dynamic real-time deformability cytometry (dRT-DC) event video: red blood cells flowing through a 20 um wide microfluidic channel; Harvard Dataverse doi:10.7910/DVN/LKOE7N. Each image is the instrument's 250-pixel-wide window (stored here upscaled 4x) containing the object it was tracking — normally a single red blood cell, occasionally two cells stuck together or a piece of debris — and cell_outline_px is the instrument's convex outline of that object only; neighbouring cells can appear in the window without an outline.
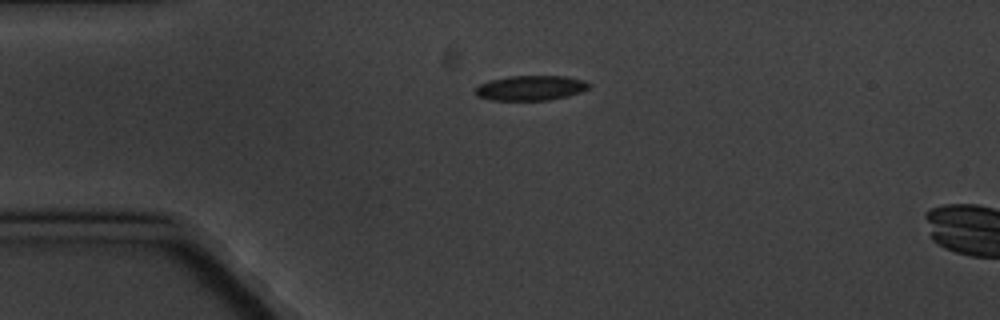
{"species": "common noctule bat (a hibernating species)", "species_latin": "Nyctalus noctula", "temperature_condition": "cold", "stored_images_in_passage": 2, "camera_frame_rate_fps": 3000, "um_per_image_px": 0.085, "animal": {"sex": "male", "body_mass_g": 20.1, "forearm_length_mm": 53.5}, "frame": {"image": 1, "passage_image": 2, "time_ms": 2.0, "image_size_px": [1000, 320], "cell_outline_px": [[592, 84], [588, 88], [580, 92], [568, 96], [548, 100], [488, 100], [476, 96], [476, 88], [480, 84], [488, 80], [508, 76], [568, 76], [584, 80]], "centroid_in_image_um": [45.11, 7.47], "position_along_channel_um": 39.9, "area_um2": 16.65}}